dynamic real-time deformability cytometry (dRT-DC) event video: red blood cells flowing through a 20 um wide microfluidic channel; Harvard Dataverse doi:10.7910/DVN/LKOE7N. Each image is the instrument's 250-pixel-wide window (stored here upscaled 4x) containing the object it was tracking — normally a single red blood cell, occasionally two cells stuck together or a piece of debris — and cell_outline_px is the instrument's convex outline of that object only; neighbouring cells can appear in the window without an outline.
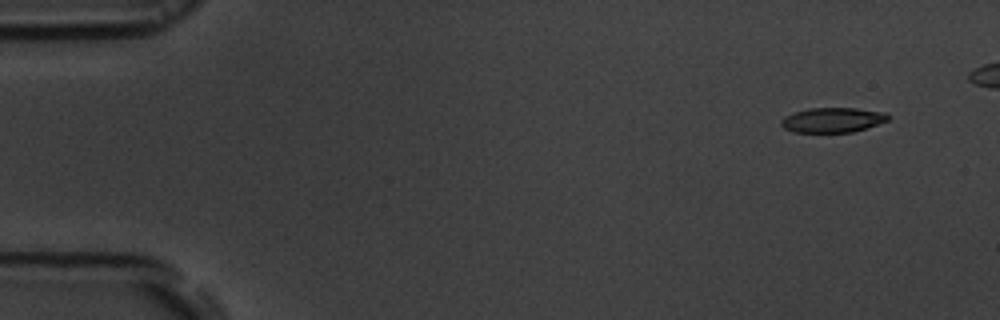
{"species": "common noctule bat (a hibernating species)", "species_latin": "Nyctalus noctula", "temperature_condition": "room temperature", "stored_images_in_passage": 47, "camera_frame_rate_fps": 3000, "um_per_image_px": 0.085, "animal": {"sex": "male", "body_mass_g": 19.5, "forearm_length_mm": 54.6}, "frame": {"image": 1, "passage_image": 1, "time_ms": 0.0, "image_size_px": [1000, 320], "cell_outline_px": [[888, 120], [852, 132], [792, 132], [784, 128], [780, 124], [780, 120], [784, 116], [792, 112], [808, 108], [856, 108], [884, 112], [888, 116]], "centroid_in_image_um": [70.69, 10.19], "position_along_channel_um": 14.3, "area_um2": 15.43}}
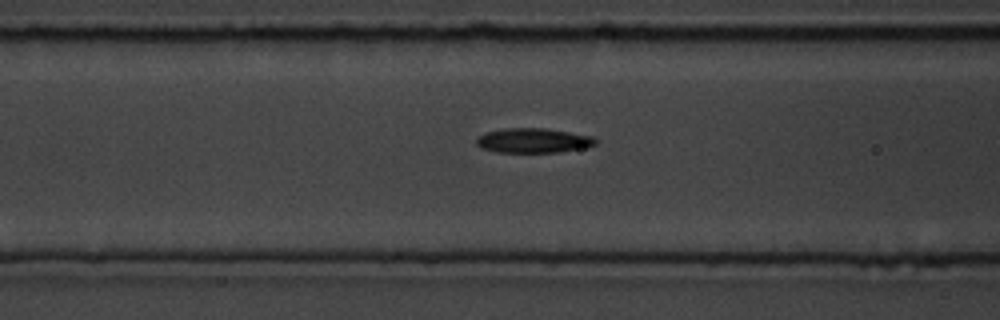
{"frame": {"image": 2, "passage_image": 19, "time_ms": 6.0, "image_size_px": [1000, 320], "cell_outline_px": [[596, 144], [588, 148], [560, 152], [496, 152], [480, 148], [476, 144], [476, 136], [488, 132], [504, 128], [544, 128], [592, 136], [596, 140]], "centroid_in_image_um": [45.32, 11.95], "position_along_channel_um": 121.3, "area_um2": 17.22}}
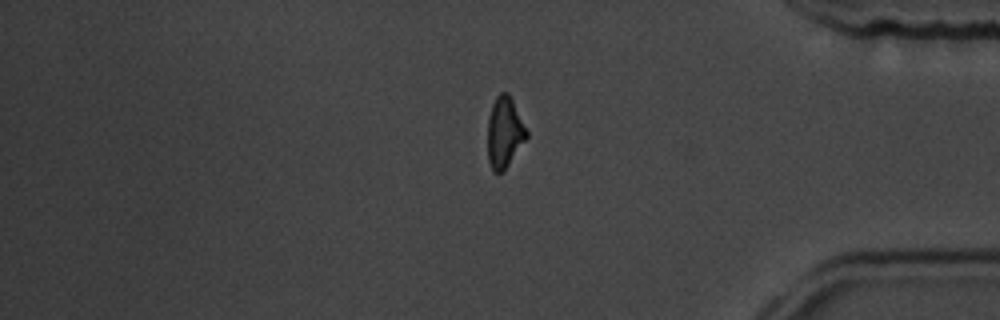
{"frame": {"image": 3, "passage_image": 43, "time_ms": 14.0, "image_size_px": [1000, 320], "cell_outline_px": [[528, 136], [504, 172], [492, 172], [488, 160], [488, 116], [492, 104], [496, 96], [500, 92], [508, 92], [528, 132]], "centroid_in_image_um": [42.87, 11.27], "position_along_channel_um": 392.3, "area_um2": 16.13}, "authors_computed_cell_mechanics": {"area_um2": 16.8776, "velocity_mm_per_s": 3.6932, "shape_relaxation_time_tau1_ms": 4.8763, "shape_relaxation_time_tau2_ms": 5.5922, "deformation_change_tau1": 0.1703, "deformation_change_tau2": 0.1211}}